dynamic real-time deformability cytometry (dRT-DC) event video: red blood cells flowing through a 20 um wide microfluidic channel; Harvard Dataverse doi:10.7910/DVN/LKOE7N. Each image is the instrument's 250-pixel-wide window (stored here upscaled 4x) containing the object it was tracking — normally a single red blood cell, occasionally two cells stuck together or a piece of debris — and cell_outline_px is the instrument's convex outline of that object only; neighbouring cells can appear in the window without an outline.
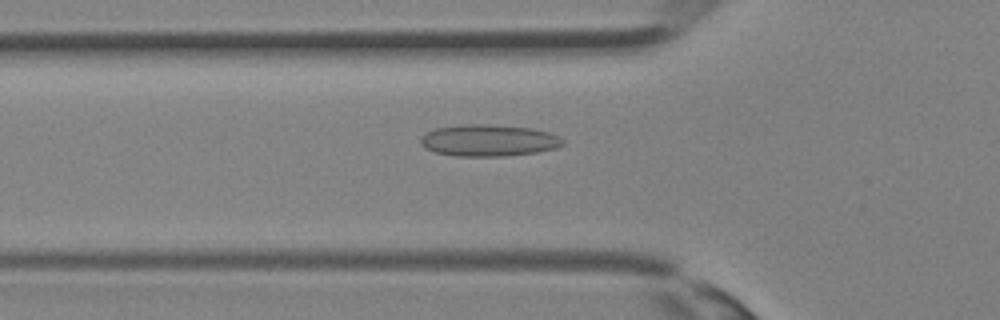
{"species": "Egyptian fruit bat (a non-hibernating species)", "species_latin": "Rousettus aegyptiacus", "temperature_condition": "room temperature", "stored_images_in_passage": 35, "camera_frame_rate_fps": 3000, "um_per_image_px": 0.085, "animal": {"sex": "female"}, "frame": {"image": 1, "passage_image": 12, "time_ms": 3.667, "image_size_px": [1000, 320], "cell_outline_px": [[564, 144], [556, 148], [536, 152], [504, 156], [456, 156], [436, 152], [424, 148], [420, 144], [420, 140], [424, 132], [436, 128], [460, 124], [484, 124], [532, 128], [552, 132], [560, 136], [564, 140]], "centroid_in_image_um": [41.54, 11.93], "position_along_channel_um": 84.3, "area_um2": 26.53}}
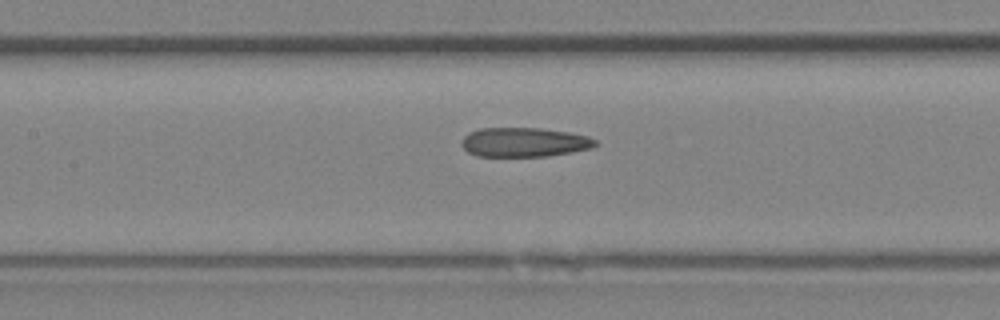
{"frame": {"image": 2, "passage_image": 16, "time_ms": 5.0, "image_size_px": [1000, 320], "cell_outline_px": [[596, 144], [592, 148], [572, 152], [548, 156], [476, 156], [468, 152], [460, 144], [464, 136], [468, 132], [480, 128], [540, 128], [568, 132], [588, 136], [596, 140]], "centroid_in_image_um": [44.53, 12.09], "position_along_channel_um": 162.9, "area_um2": 22.89}}
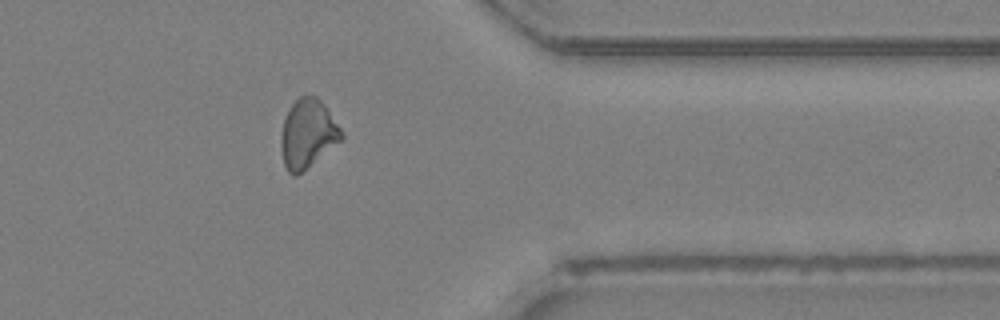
{"frame": {"image": 3, "passage_image": 28, "time_ms": 9.0, "image_size_px": [1000, 320], "cell_outline_px": [[344, 136], [340, 140], [296, 176], [292, 176], [288, 172], [284, 164], [280, 148], [280, 136], [284, 120], [292, 104], [300, 96], [316, 96], [320, 100], [340, 128]], "centroid_in_image_um": [26.1, 11.38], "position_along_channel_um": 385.3, "area_um2": 23.52}}